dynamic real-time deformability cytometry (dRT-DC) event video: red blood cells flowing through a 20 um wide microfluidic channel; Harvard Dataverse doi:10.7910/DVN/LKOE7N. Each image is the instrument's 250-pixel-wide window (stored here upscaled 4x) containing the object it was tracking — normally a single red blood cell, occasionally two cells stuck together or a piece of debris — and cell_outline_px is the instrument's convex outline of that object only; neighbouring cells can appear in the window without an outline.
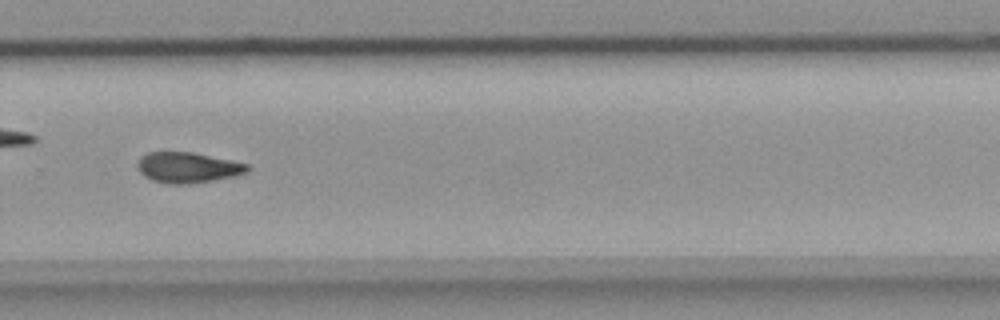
{"species": "common noctule bat (a hibernating species)", "species_latin": "Nyctalus noctula", "temperature_condition": "room temperature", "stored_images_in_passage": 36, "camera_frame_rate_fps": 3000, "um_per_image_px": 0.085, "animal": {"sex": "female", "body_mass_g": 18.4}, "frame": {"image": 1, "passage_image": 21, "time_ms": 6.667, "image_size_px": [1000, 320], "cell_outline_px": [[252, 168], [248, 172], [232, 176], [212, 180], [188, 184], [168, 184], [152, 180], [144, 176], [140, 172], [136, 164], [140, 156], [148, 152], [192, 152], [232, 160], [248, 164]], "centroid_in_image_um": [15.95, 14.23], "position_along_channel_um": 313.9, "area_um2": 19.65}}
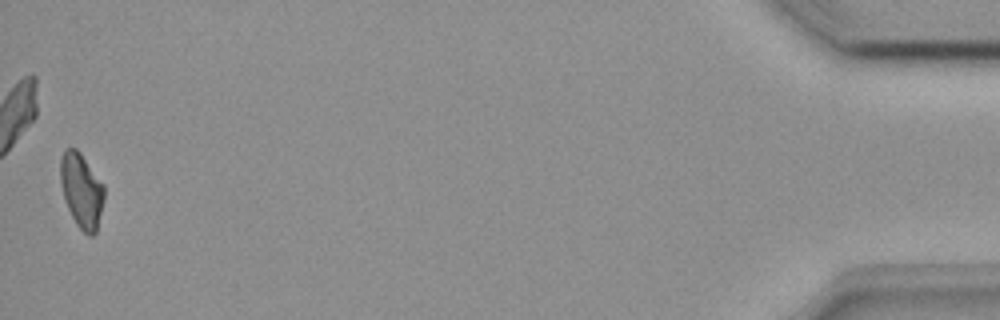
{"frame": {"image": 2, "passage_image": 36, "time_ms": 11.667, "image_size_px": [1000, 320], "cell_outline_px": [[104, 200], [96, 232], [92, 236], [88, 236], [76, 224], [64, 200], [60, 184], [60, 156], [64, 148], [76, 148], [80, 152], [104, 184]], "centroid_in_image_um": [6.92, 16.17], "position_along_channel_um": 428.3, "area_um2": 19.25}}